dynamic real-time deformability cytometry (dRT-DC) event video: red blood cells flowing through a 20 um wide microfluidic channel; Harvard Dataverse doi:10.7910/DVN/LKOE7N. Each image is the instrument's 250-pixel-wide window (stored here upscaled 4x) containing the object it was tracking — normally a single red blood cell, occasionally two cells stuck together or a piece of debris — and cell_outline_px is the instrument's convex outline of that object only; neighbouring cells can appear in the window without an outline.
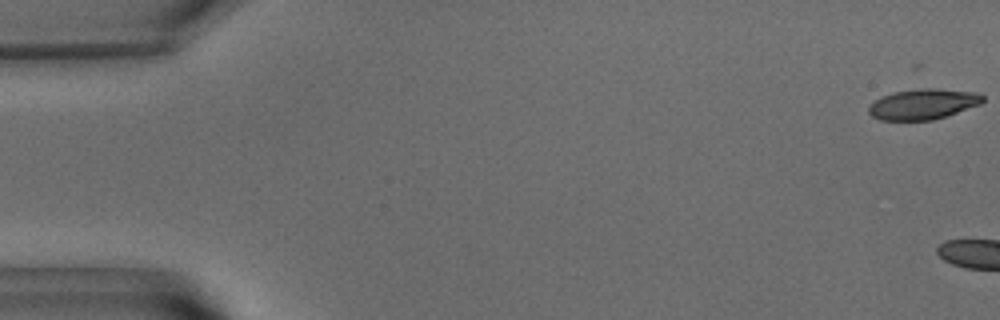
{"species": "common noctule bat (a hibernating species)", "species_latin": "Nyctalus noctula", "temperature_condition": "warm", "stored_images_in_passage": 19, "camera_frame_rate_fps": 3000, "um_per_image_px": 0.085, "animal": {"sex": "male", "body_mass_g": 15.6}, "frame": {"image": 1, "passage_image": 1, "time_ms": 0.0, "image_size_px": [1000, 320], "cell_outline_px": [[984, 100], [980, 104], [932, 120], [880, 120], [872, 116], [868, 112], [868, 104], [880, 96], [892, 92], [920, 88], [932, 88], [976, 92], [984, 96]], "centroid_in_image_um": [78.4, 8.84], "position_along_channel_um": 6.6, "area_um2": 20.29}}
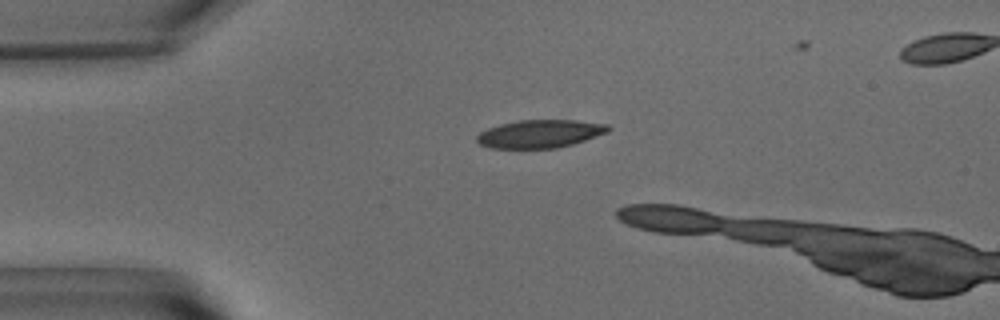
{"frame": {"image": 2, "passage_image": 13, "time_ms": 4.0, "image_size_px": [1000, 320], "cell_outline_px": [[612, 128], [608, 132], [572, 144], [556, 148], [492, 148], [480, 144], [476, 140], [476, 136], [480, 132], [488, 128], [500, 124], [520, 120], [576, 120], [608, 124]], "centroid_in_image_um": [45.91, 11.36], "position_along_channel_um": 39.1, "area_um2": 21.39}}